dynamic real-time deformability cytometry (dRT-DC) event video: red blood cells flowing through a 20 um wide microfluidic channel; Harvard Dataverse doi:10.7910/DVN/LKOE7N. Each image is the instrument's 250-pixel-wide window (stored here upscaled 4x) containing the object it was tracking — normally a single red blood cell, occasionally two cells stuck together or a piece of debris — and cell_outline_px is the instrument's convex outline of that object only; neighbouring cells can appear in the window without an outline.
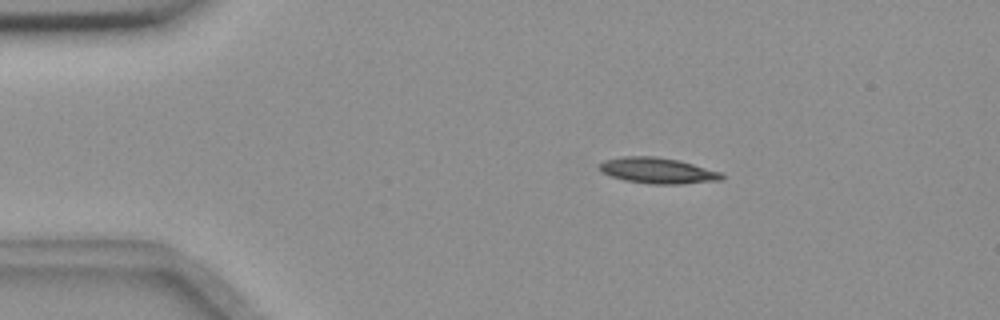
{"species": "common noctule bat (a hibernating species)", "species_latin": "Nyctalus noctula", "temperature_condition": "room temperature", "stored_images_in_passage": 49, "camera_frame_rate_fps": 3000, "um_per_image_px": 0.085, "animal": {"sex": "female", "body_mass_g": 18.4}, "frame": {"image": 1, "passage_image": 4, "time_ms": 1.0, "image_size_px": [1000, 320], "cell_outline_px": [[724, 176], [720, 180], [680, 184], [652, 184], [624, 180], [600, 172], [600, 164], [604, 160], [624, 156], [652, 156], [676, 160], [692, 164], [720, 172]], "centroid_in_image_um": [55.86, 14.5], "position_along_channel_um": 29.1, "area_um2": 18.09}}
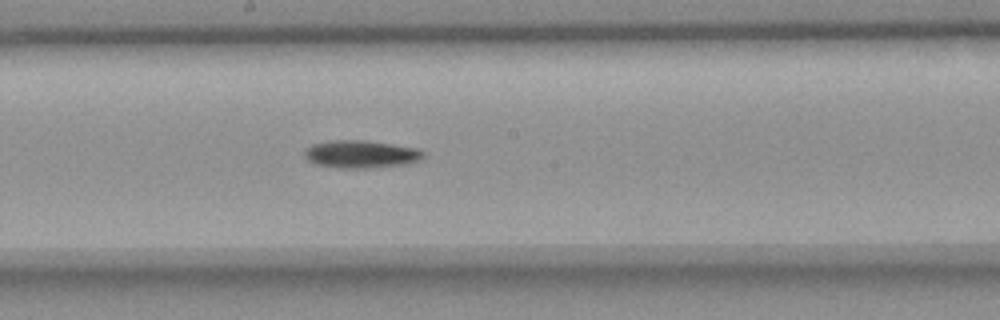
{"frame": {"image": 2, "passage_image": 24, "time_ms": 7.667, "image_size_px": [1000, 320], "cell_outline_px": [[424, 156], [420, 160], [408, 164], [364, 168], [344, 168], [316, 164], [308, 160], [304, 156], [304, 152], [312, 144], [332, 140], [364, 140], [392, 144], [416, 148], [424, 152]], "centroid_in_image_um": [30.69, 13.1], "position_along_channel_um": 217.5, "area_um2": 19.02}}
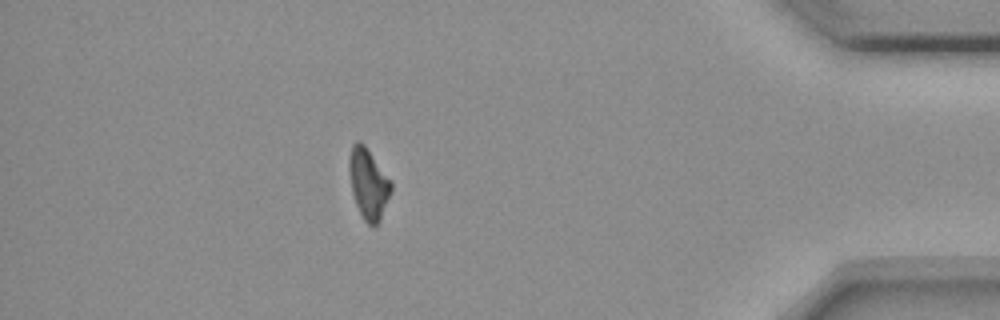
{"frame": {"image": 3, "passage_image": 43, "time_ms": 14.0, "image_size_px": [1000, 320], "cell_outline_px": [[392, 188], [380, 220], [376, 224], [368, 224], [364, 220], [356, 204], [352, 192], [348, 168], [348, 160], [352, 144], [356, 140], [360, 140], [364, 144], [392, 184]], "centroid_in_image_um": [31.27, 15.58], "position_along_channel_um": 403.9, "area_um2": 16.82}, "authors_computed_cell_mechanics": {"area_um2": 17.6868, "velocity_mm_per_s": 3.6574, "shape_relaxation_time_tau1_ms": 5.7195, "shape_relaxation_time_tau2_ms": null, "deformation_change_tau1": 0.1675, "deformation_change_tau2": null}}